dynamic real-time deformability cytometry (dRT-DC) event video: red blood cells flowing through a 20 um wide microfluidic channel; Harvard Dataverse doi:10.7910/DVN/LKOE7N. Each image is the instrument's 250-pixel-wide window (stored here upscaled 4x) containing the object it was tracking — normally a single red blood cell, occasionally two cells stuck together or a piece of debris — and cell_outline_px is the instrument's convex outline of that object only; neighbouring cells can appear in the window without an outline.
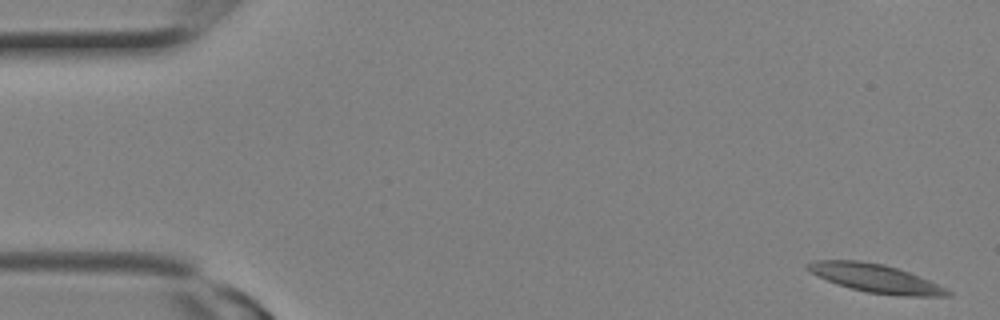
{"species": "Egyptian fruit bat (a non-hibernating species)", "species_latin": "Rousettus aegyptiacus", "temperature_condition": "room temperature", "stored_images_in_passage": 25, "camera_frame_rate_fps": 3000, "um_per_image_px": 0.085, "animal": {"sex": "female"}, "frame": {"image": 1, "passage_image": 1, "time_ms": 0.0, "image_size_px": [1000, 320], "cell_outline_px": [[952, 296], [904, 296], [868, 292], [836, 284], [816, 276], [804, 268], [804, 264], [816, 260], [860, 260], [884, 264], [908, 272], [948, 288], [952, 292]], "centroid_in_image_um": [74.39, 23.65], "position_along_channel_um": 10.6, "area_um2": 23.18}}